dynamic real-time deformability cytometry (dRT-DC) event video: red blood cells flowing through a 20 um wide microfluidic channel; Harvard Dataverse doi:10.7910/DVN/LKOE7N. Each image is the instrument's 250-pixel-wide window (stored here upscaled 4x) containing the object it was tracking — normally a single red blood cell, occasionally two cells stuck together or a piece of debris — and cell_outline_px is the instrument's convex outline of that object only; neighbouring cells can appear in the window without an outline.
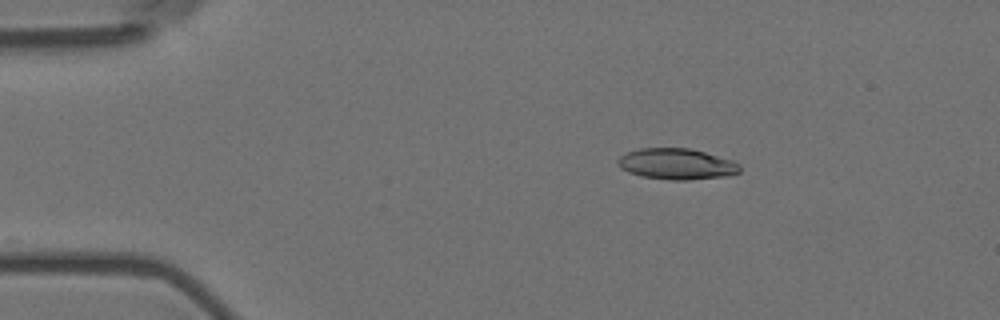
{"species": "Egyptian fruit bat (a non-hibernating species)", "species_latin": "Rousettus aegyptiacus", "temperature_condition": "room temperature", "stored_images_in_passage": 17, "camera_frame_rate_fps": 3000, "um_per_image_px": 0.085, "animal": {"sex": "female"}, "frame": {"image": 1, "passage_image": 1, "time_ms": 0.0, "image_size_px": [1000, 320], "cell_outline_px": [[740, 172], [724, 176], [688, 180], [672, 180], [644, 176], [628, 172], [620, 168], [616, 164], [616, 160], [620, 156], [628, 152], [640, 148], [688, 148], [704, 152], [732, 160], [740, 164]], "centroid_in_image_um": [57.49, 13.93], "position_along_channel_um": 27.5, "area_um2": 21.91}}
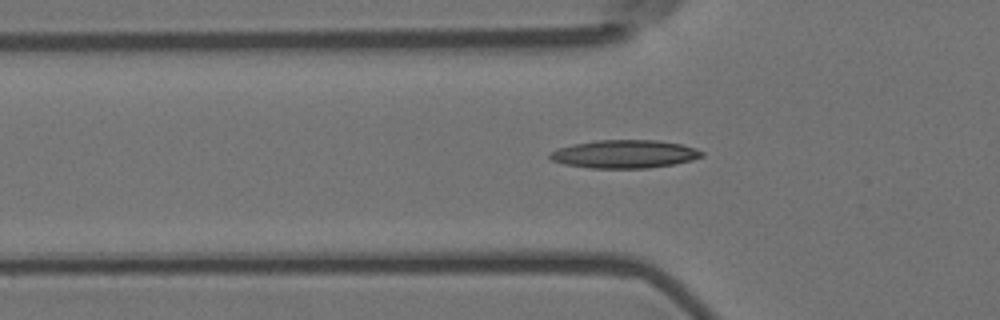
{"frame": {"image": 2, "passage_image": 10, "time_ms": 3.0, "image_size_px": [1000, 320], "cell_outline_px": [[704, 156], [692, 160], [676, 164], [648, 168], [592, 168], [564, 164], [552, 160], [548, 156], [552, 152], [560, 148], [572, 144], [596, 140], [656, 140], [680, 144], [704, 152]], "centroid_in_image_um": [53.1, 13.1], "position_along_channel_um": 72.7, "area_um2": 24.8}}
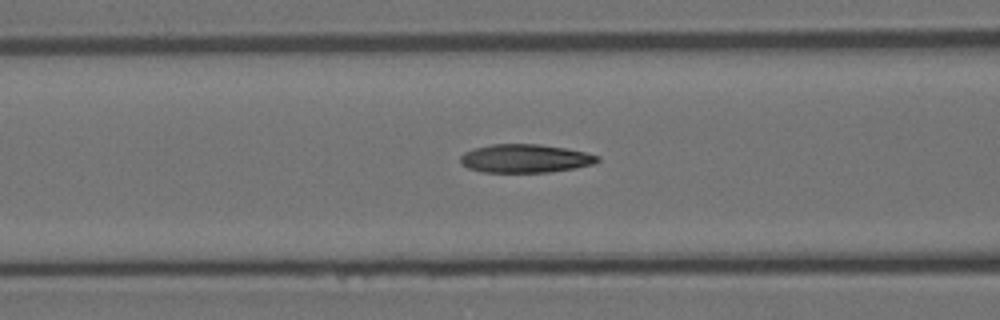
{"frame": {"image": 3, "passage_image": 14, "time_ms": 4.333, "image_size_px": [1000, 320], "cell_outline_px": [[600, 160], [592, 164], [576, 168], [548, 172], [484, 172], [468, 168], [460, 164], [460, 156], [464, 152], [476, 148], [492, 144], [540, 144], [564, 148], [584, 152], [600, 156]], "centroid_in_image_um": [44.63, 13.47], "position_along_channel_um": 122.0, "area_um2": 22.66}}